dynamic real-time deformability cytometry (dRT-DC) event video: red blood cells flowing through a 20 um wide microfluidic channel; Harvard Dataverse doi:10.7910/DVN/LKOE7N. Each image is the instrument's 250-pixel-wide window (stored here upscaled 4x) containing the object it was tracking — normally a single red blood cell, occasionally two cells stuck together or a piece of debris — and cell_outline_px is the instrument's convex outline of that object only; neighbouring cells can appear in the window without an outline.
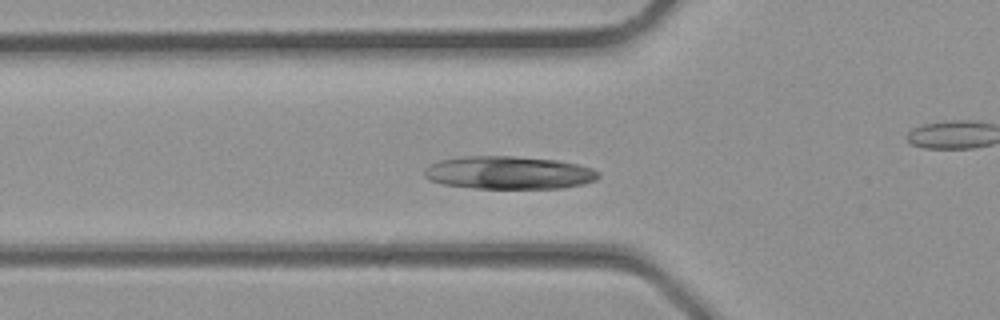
{"species": "common noctule bat (a hibernating species)", "species_latin": "Nyctalus noctula", "temperature_condition": "room temperature", "stored_images_in_passage": 17, "segment_of_instrument_passage": [1, 2], "camera_frame_rate_fps": 3000, "um_per_image_px": 0.085, "animal": {"sex": "male", "body_mass_g": 23.1, "forearm_length_mm": 52.7}, "frame": {"image": 1, "passage_image": 9, "time_ms": 2.667, "image_size_px": [1000, 320], "cell_outline_px": [[600, 176], [596, 180], [584, 184], [560, 188], [476, 188], [444, 184], [428, 180], [424, 176], [424, 168], [440, 160], [464, 156], [516, 156], [556, 160], [580, 164], [592, 168], [600, 172]], "centroid_in_image_um": [43.28, 14.67], "position_along_channel_um": 82.5, "area_um2": 33.52}}
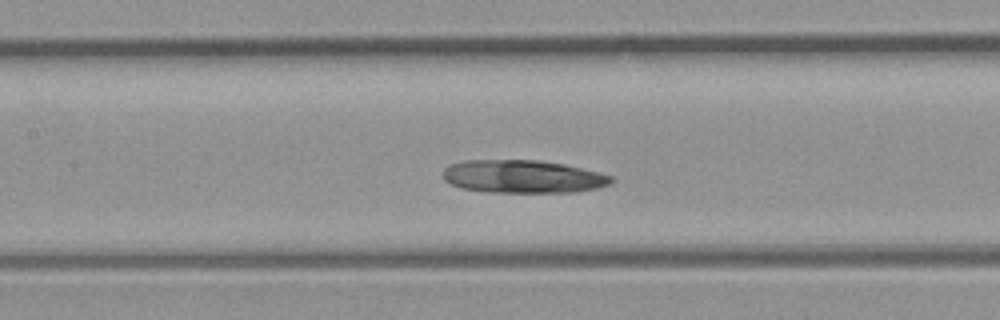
{"frame": {"image": 2, "passage_image": 13, "time_ms": 4.0, "image_size_px": [1000, 320], "cell_outline_px": [[616, 180], [612, 184], [596, 188], [572, 192], [484, 192], [460, 188], [444, 180], [444, 168], [452, 164], [464, 160], [536, 160], [564, 164], [600, 172], [612, 176]], "centroid_in_image_um": [44.47, 15.01], "position_along_channel_um": 162.9, "area_um2": 32.43}}
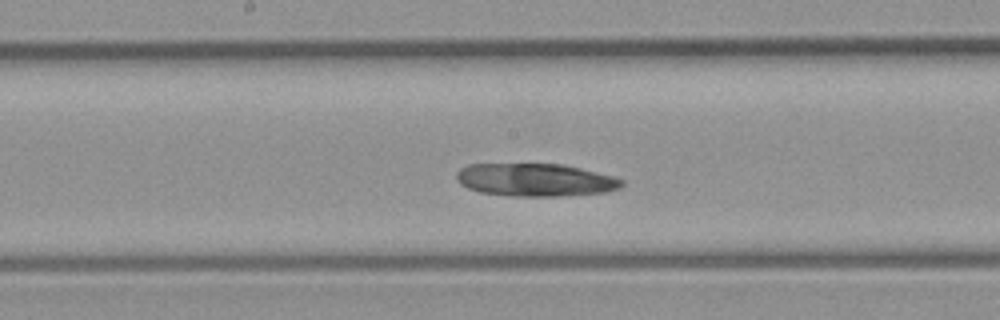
{"frame": {"image": 3, "passage_image": 15, "time_ms": 4.667, "image_size_px": [1000, 320], "cell_outline_px": [[624, 184], [620, 188], [604, 192], [556, 196], [512, 196], [480, 192], [468, 188], [460, 184], [456, 180], [456, 172], [460, 168], [468, 164], [564, 164], [612, 176], [624, 180]], "centroid_in_image_um": [45.47, 15.28], "position_along_channel_um": 202.7, "area_um2": 31.62}}